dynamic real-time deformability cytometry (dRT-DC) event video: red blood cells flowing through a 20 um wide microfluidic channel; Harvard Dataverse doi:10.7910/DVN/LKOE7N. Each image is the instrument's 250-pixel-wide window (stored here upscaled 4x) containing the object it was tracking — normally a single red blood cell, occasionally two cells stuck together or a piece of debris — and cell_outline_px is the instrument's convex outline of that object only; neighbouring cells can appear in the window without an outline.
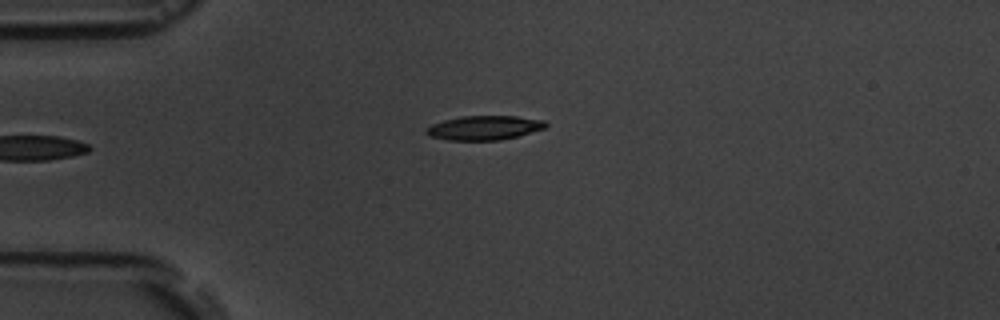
{"species": "common noctule bat (a hibernating species)", "species_latin": "Nyctalus noctula", "temperature_condition": "room temperature", "stored_images_in_passage": 13, "camera_frame_rate_fps": 3000, "um_per_image_px": 0.085, "animal": {"sex": "male", "body_mass_g": 19.5, "forearm_length_mm": 54.6}, "frame": {"image": 1, "passage_image": 1, "time_ms": 0.0, "image_size_px": [1000, 320], "cell_outline_px": [[548, 124], [544, 128], [516, 136], [500, 140], [448, 140], [432, 136], [424, 132], [424, 128], [432, 124], [444, 120], [460, 116], [516, 116], [544, 120]], "centroid_in_image_um": [41.13, 10.85], "position_along_channel_um": 43.9, "area_um2": 16.76}}
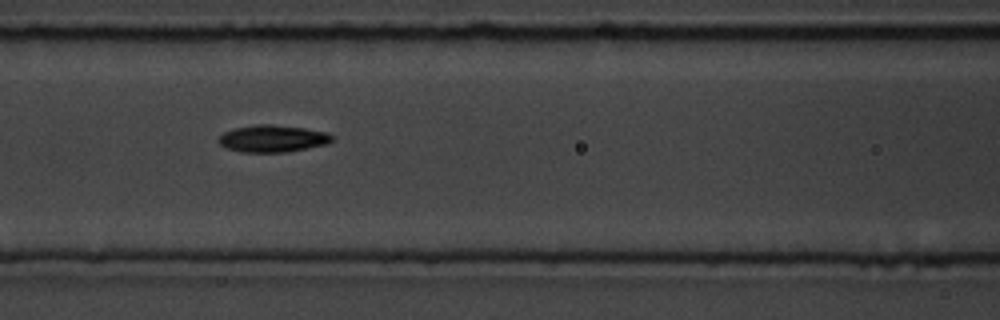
{"frame": {"image": 2, "passage_image": 4, "time_ms": 3.333, "image_size_px": [1000, 320], "cell_outline_px": [[332, 140], [328, 144], [284, 152], [240, 152], [228, 148], [220, 144], [216, 140], [224, 132], [236, 128], [256, 124], [272, 124], [304, 128], [328, 132], [332, 136]], "centroid_in_image_um": [23.17, 11.77], "position_along_channel_um": 143.4, "area_um2": 17.8}}
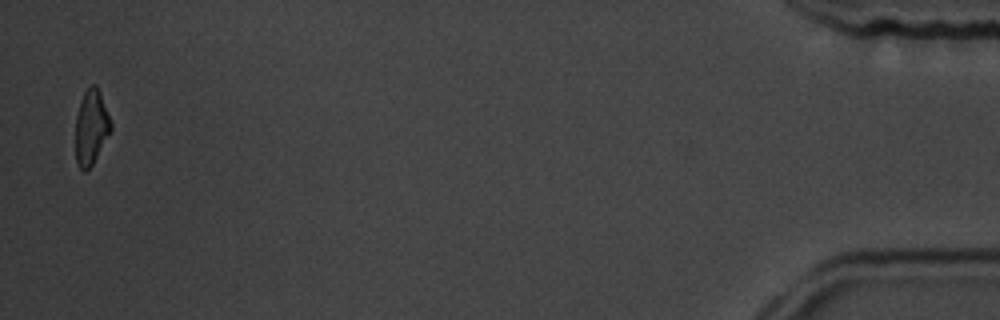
{"frame": {"image": 3, "passage_image": 13, "time_ms": 13.667, "image_size_px": [1000, 320], "cell_outline_px": [[112, 128], [92, 164], [84, 172], [80, 168], [76, 160], [76, 116], [80, 100], [84, 92], [92, 84], [96, 84], [100, 92], [112, 124]], "centroid_in_image_um": [7.74, 10.78], "position_along_channel_um": 427.5, "area_um2": 15.14}, "authors_computed_cell_mechanics": {"area_um2": 16.762, "velocity_mm_per_s": 3.6447, "shape_relaxation_time_tau1_ms": 4.6494, "shape_relaxation_time_tau2_ms": 6.067, "deformation_change_tau1": 0.155, "deformation_change_tau2": 0.1122}}